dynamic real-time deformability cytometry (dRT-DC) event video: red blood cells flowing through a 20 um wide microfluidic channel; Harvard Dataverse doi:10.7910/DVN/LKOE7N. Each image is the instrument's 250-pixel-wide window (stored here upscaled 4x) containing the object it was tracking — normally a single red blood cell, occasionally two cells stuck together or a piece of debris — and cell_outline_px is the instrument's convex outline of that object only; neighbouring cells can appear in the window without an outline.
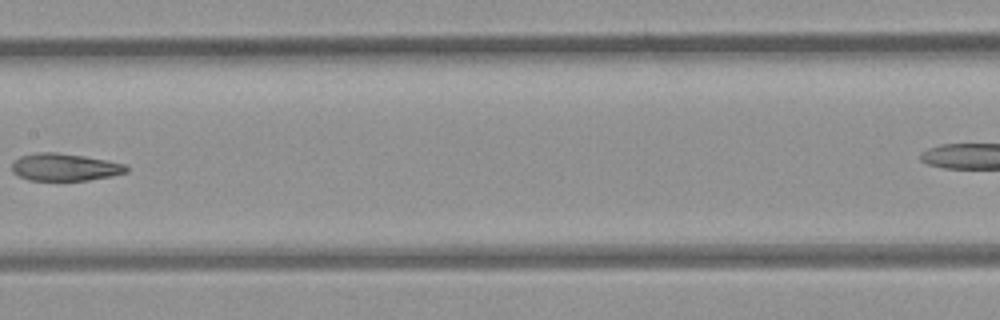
{"species": "common noctule bat (a hibernating species)", "species_latin": "Nyctalus noctula", "temperature_condition": "room temperature", "stored_images_in_passage": 8, "segment_of_instrument_passage": [1, 2], "camera_frame_rate_fps": 3000, "um_per_image_px": 0.085, "animal": {"sex": "female", "body_mass_g": 21.9}, "frame": {"image": 1, "passage_image": 6, "time_ms": 6.0, "image_size_px": [1000, 320], "cell_outline_px": [[128, 172], [112, 176], [88, 180], [28, 180], [12, 172], [12, 164], [20, 156], [36, 152], [56, 152], [84, 156], [124, 164], [128, 168]], "centroid_in_image_um": [5.49, 14.21], "position_along_channel_um": 201.9, "area_um2": 18.15}}
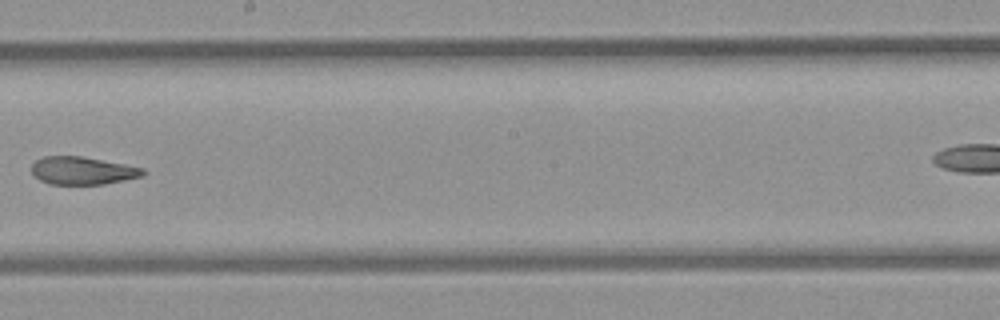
{"frame": {"image": 2, "passage_image": 7, "time_ms": 7.0, "image_size_px": [1000, 320], "cell_outline_px": [[148, 172], [144, 176], [104, 184], [52, 184], [40, 180], [32, 172], [32, 164], [36, 160], [44, 156], [80, 156], [124, 164], [144, 168]], "centroid_in_image_um": [7.05, 14.5], "position_along_channel_um": 241.1, "area_um2": 17.98}}